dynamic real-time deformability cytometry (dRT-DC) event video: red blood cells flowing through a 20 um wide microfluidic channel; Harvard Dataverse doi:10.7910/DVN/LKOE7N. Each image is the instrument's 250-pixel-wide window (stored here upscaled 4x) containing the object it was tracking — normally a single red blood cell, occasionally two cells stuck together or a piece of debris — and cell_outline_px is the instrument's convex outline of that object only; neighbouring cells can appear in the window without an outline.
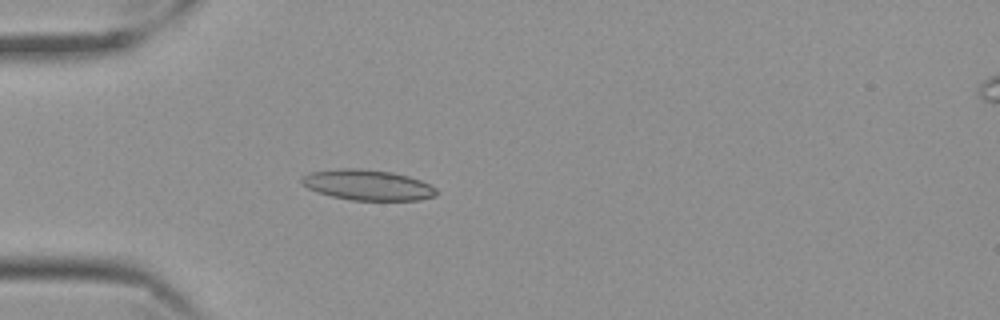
{"species": "Egyptian fruit bat (a non-hibernating species)", "species_latin": "Rousettus aegyptiacus", "temperature_condition": "cold", "stored_images_in_passage": 43, "camera_frame_rate_fps": 3000, "um_per_image_px": 0.085, "frame": {"image": 1, "passage_image": 2, "time_ms": 0.333, "image_size_px": [1000, 320], "cell_outline_px": [[440, 192], [432, 196], [416, 200], [352, 200], [332, 196], [316, 192], [300, 184], [300, 180], [308, 172], [340, 168], [360, 168], [392, 172], [408, 176], [420, 180], [436, 188]], "centroid_in_image_um": [31.2, 15.71], "position_along_channel_um": 53.8, "area_um2": 23.99}}
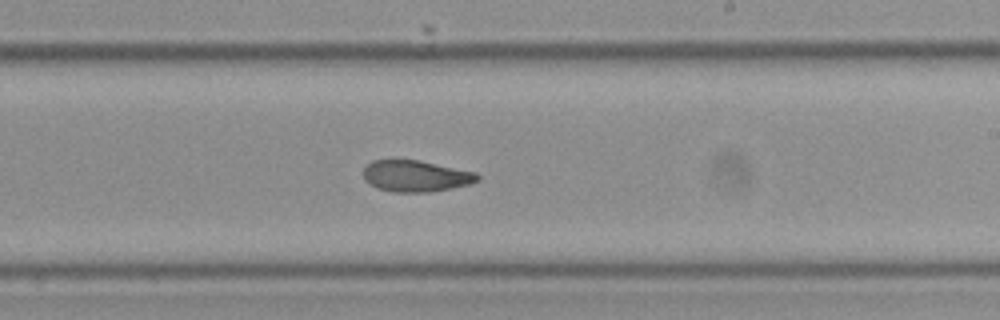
{"frame": {"image": 2, "passage_image": 20, "time_ms": 6.333, "image_size_px": [1000, 320], "cell_outline_px": [[480, 180], [468, 184], [452, 188], [432, 192], [396, 192], [376, 188], [368, 184], [364, 180], [364, 168], [372, 160], [420, 160], [476, 172], [480, 176]], "centroid_in_image_um": [35.34, 14.97], "position_along_channel_um": 253.7, "area_um2": 20.98}}
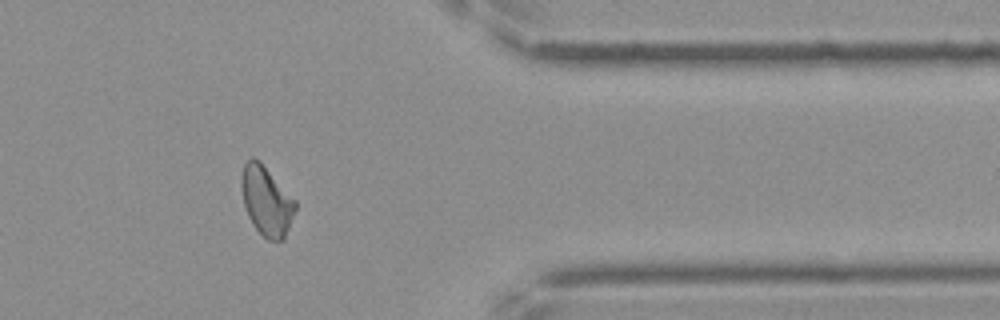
{"frame": {"image": 3, "passage_image": 33, "time_ms": 10.667, "image_size_px": [1000, 320], "cell_outline_px": [[296, 208], [284, 240], [268, 240], [252, 224], [248, 216], [244, 204], [240, 184], [240, 180], [244, 164], [252, 156], [260, 160], [296, 200]], "centroid_in_image_um": [22.65, 17.05], "position_along_channel_um": 388.8, "area_um2": 21.85}, "authors_computed_cell_mechanics": {"area_um2": 21.6172, "velocity_mm_per_s": 3.4844, "shape_relaxation_time_tau1_ms": null, "shape_relaxation_time_tau2_ms": 3.3954, "deformation_change_tau1": null, "deformation_change_tau2": 0.0916}}